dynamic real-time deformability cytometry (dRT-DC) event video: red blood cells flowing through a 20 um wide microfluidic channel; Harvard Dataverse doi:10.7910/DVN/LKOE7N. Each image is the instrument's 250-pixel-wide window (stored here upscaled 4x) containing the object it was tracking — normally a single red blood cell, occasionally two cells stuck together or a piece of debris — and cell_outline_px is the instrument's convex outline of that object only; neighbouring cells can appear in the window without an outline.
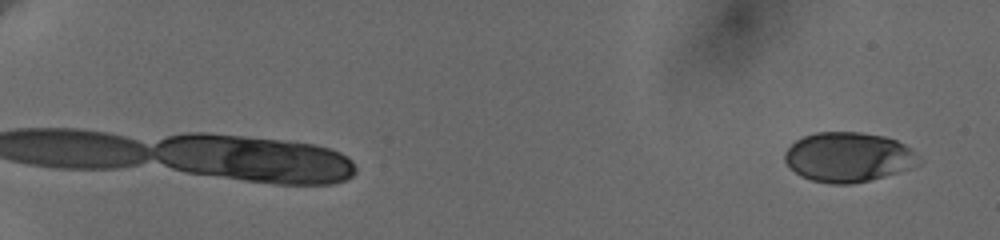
{"species": "human", "species_latin": "Homo sapiens", "temperature_condition": "cold", "stored_images_in_passage": 110, "camera_frame_rate_fps": 3000, "um_per_image_px": 0.085, "donor": {"sex": "female"}, "frame": {"image": 1, "passage_image": 3, "time_ms": 0.333, "image_size_px": [1000, 240], "cell_outline_px": [[920, 164], [884, 176], [852, 184], [832, 184], [812, 180], [800, 176], [788, 168], [784, 160], [784, 152], [796, 140], [804, 136], [816, 132], [860, 132], [884, 136], [896, 140], [904, 144], [920, 160]], "centroid_in_image_um": [72.04, 13.35], "position_along_channel_um": 13.0, "area_um2": 38.61}}
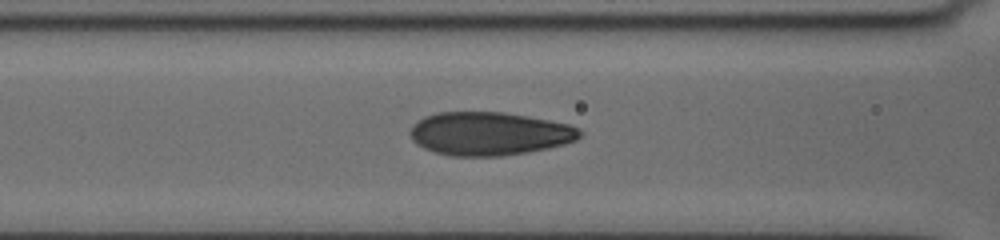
{"frame": {"image": 2, "passage_image": 68, "time_ms": 9.0, "image_size_px": [1000, 240], "cell_outline_px": [[580, 136], [576, 140], [564, 144], [548, 148], [500, 156], [452, 156], [436, 152], [424, 148], [416, 144], [412, 140], [412, 124], [424, 116], [436, 112], [504, 112], [528, 116], [568, 124], [576, 128], [580, 132]], "centroid_in_image_um": [41.56, 11.35], "position_along_channel_um": 125.0, "area_um2": 42.54}}
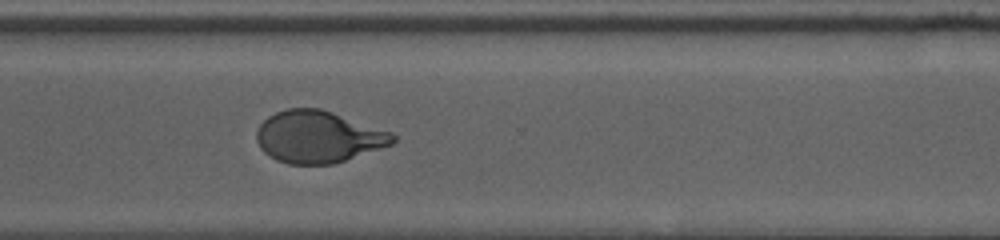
{"frame": {"image": 3, "passage_image": 109, "time_ms": 15.0, "image_size_px": [1000, 240], "cell_outline_px": [[396, 140], [392, 144], [332, 164], [288, 164], [276, 160], [264, 152], [260, 148], [256, 140], [256, 132], [260, 124], [268, 116], [276, 112], [288, 108], [320, 108], [392, 132], [396, 136]], "centroid_in_image_um": [27.02, 11.63], "position_along_channel_um": 343.6, "area_um2": 41.04}}